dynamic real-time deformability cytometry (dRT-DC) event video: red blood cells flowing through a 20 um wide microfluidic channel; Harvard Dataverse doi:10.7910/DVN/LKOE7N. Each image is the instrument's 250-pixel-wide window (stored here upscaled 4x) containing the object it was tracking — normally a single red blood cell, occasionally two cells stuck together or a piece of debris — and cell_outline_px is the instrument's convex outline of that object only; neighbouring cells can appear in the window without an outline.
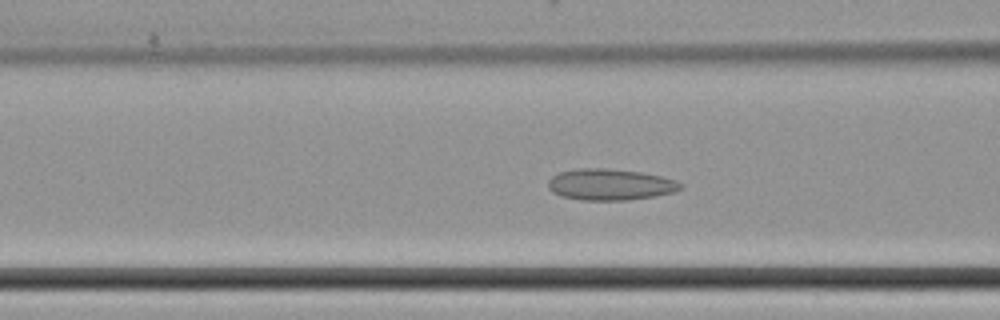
{"species": "common noctule bat (a hibernating species)", "species_latin": "Nyctalus noctula", "temperature_condition": "cold", "stored_images_in_passage": 51, "camera_frame_rate_fps": 3000, "um_per_image_px": 0.085, "animal": {"sex": "female", "body_mass_g": 22.7, "forearm_length_mm": 54.2}, "frame": {"image": 1, "passage_image": 21, "time_ms": 6.667, "image_size_px": [1000, 320], "cell_outline_px": [[684, 184], [676, 192], [656, 196], [628, 200], [584, 200], [564, 196], [552, 192], [548, 188], [548, 180], [552, 176], [560, 172], [580, 168], [604, 168], [640, 172], [660, 176], [676, 180]], "centroid_in_image_um": [51.89, 15.68], "position_along_channel_um": 114.7, "area_um2": 24.1}}
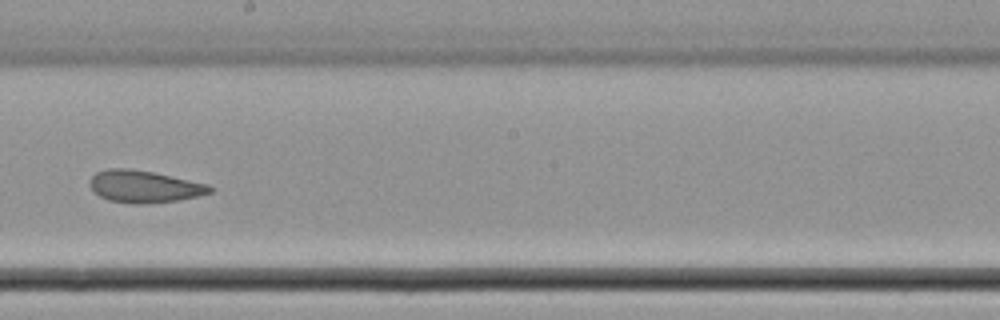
{"frame": {"image": 2, "passage_image": 30, "time_ms": 9.667, "image_size_px": [1000, 320], "cell_outline_px": [[216, 188], [212, 192], [196, 196], [176, 200], [140, 204], [136, 204], [108, 200], [100, 196], [88, 184], [88, 180], [96, 172], [108, 168], [128, 168], [152, 172], [208, 184]], "centroid_in_image_um": [12.24, 15.84], "position_along_channel_um": 236.0, "area_um2": 22.31}}
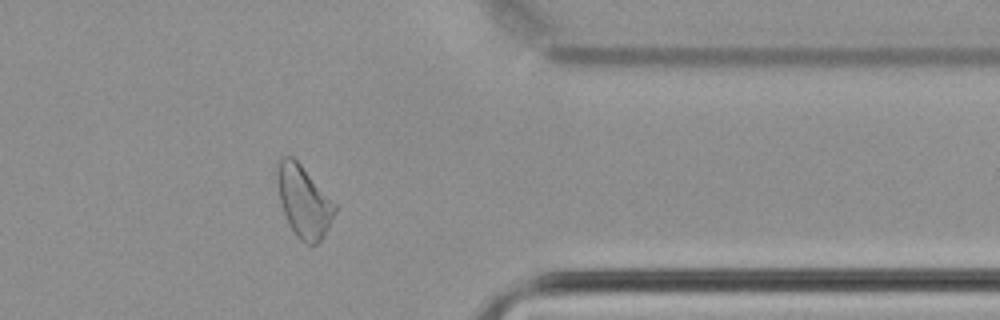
{"frame": {"image": 3, "passage_image": 42, "time_ms": 13.667, "image_size_px": [1000, 320], "cell_outline_px": [[336, 212], [324, 236], [316, 244], [308, 244], [300, 240], [296, 236], [284, 212], [280, 200], [276, 176], [276, 172], [280, 160], [284, 156], [292, 156], [300, 164], [336, 204]], "centroid_in_image_um": [25.83, 17.13], "position_along_channel_um": 385.6, "area_um2": 23.58}}